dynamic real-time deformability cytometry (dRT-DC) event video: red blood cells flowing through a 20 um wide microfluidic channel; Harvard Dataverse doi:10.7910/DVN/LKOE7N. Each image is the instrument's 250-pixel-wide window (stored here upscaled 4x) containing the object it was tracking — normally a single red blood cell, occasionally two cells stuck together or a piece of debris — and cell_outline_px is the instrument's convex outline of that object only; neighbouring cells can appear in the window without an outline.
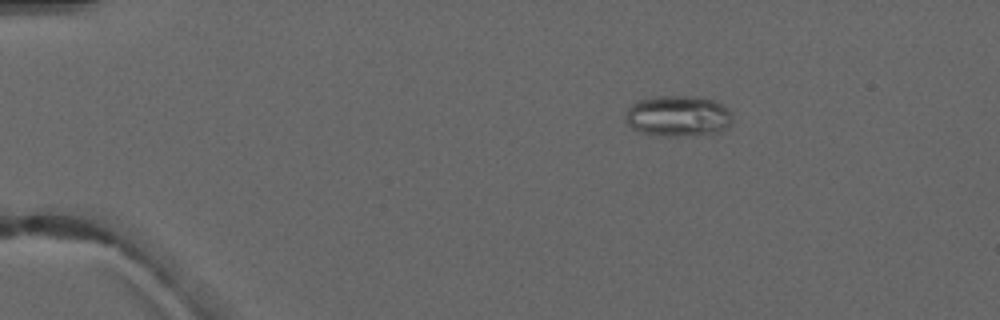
{"species": "common noctule bat (a hibernating species)", "species_latin": "Nyctalus noctula", "temperature_condition": "warm", "stored_images_in_passage": 4, "camera_frame_rate_fps": 3000, "um_per_image_px": 0.085, "animal": {"sex": "male", "forearm_length_mm": 52.5}, "frame": {"image": 1, "passage_image": 2, "time_ms": 2.0, "image_size_px": [1000, 320], "cell_outline_px": [[732, 124], [720, 132], [676, 136], [660, 136], [640, 132], [632, 128], [624, 120], [624, 112], [632, 104], [640, 100], [660, 96], [696, 96], [712, 100], [728, 108], [732, 116]], "centroid_in_image_um": [57.61, 9.87], "position_along_channel_um": 27.4, "area_um2": 25.61}}